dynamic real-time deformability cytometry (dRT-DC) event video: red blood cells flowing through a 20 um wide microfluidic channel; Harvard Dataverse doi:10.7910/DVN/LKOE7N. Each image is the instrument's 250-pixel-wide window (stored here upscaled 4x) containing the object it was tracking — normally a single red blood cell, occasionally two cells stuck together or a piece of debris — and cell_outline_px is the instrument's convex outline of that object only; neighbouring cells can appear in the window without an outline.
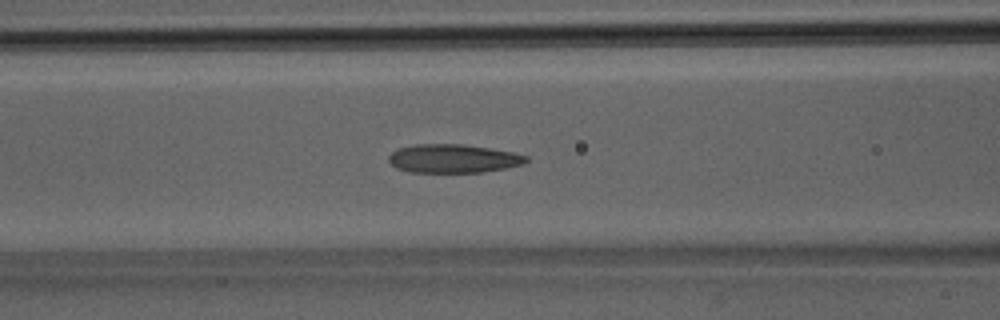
{"species": "Egyptian fruit bat (a non-hibernating species)", "species_latin": "Rousettus aegyptiacus", "temperature_condition": "room temperature", "stored_images_in_passage": 38, "camera_frame_rate_fps": 3000, "um_per_image_px": 0.085, "animal": {"sex": "male"}, "frame": {"image": 1, "passage_image": 15, "time_ms": 4.667, "image_size_px": [1000, 320], "cell_outline_px": [[528, 160], [524, 164], [504, 168], [480, 172], [408, 172], [396, 168], [388, 160], [388, 156], [396, 148], [416, 144], [464, 144], [492, 148], [512, 152], [528, 156]], "centroid_in_image_um": [38.5, 13.47], "position_along_channel_um": 128.1, "area_um2": 23.0}}
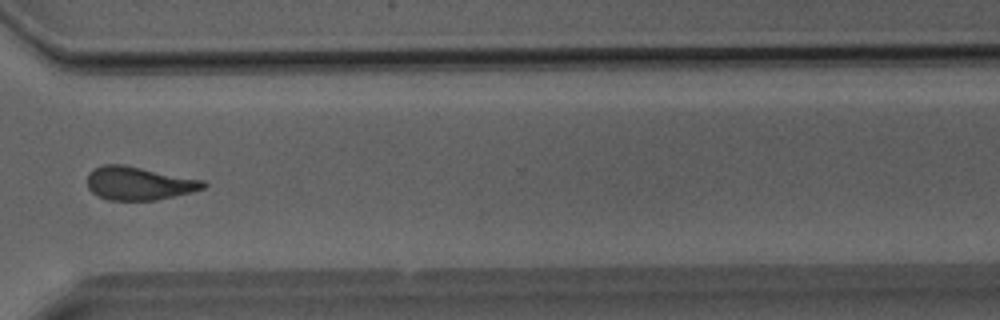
{"frame": {"image": 2, "passage_image": 28, "time_ms": 9.0, "image_size_px": [1000, 320], "cell_outline_px": [[208, 184], [204, 188], [192, 192], [156, 200], [108, 200], [92, 192], [88, 188], [88, 172], [92, 168], [104, 164], [124, 164], [204, 180]], "centroid_in_image_um": [11.8, 15.57], "position_along_channel_um": 358.8, "area_um2": 22.66}}
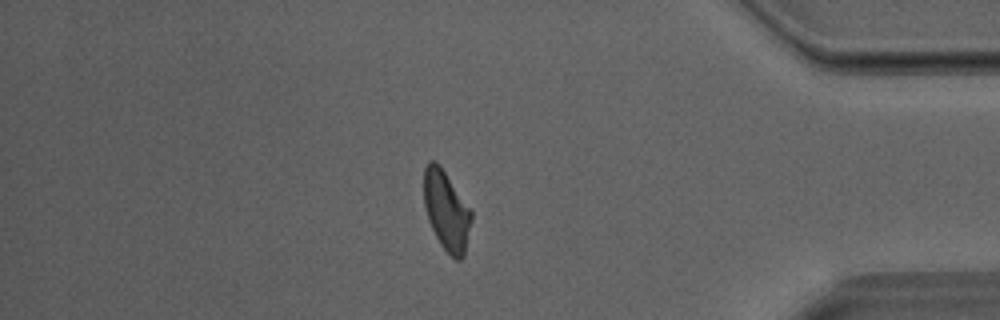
{"frame": {"image": 3, "passage_image": 32, "time_ms": 10.333, "image_size_px": [1000, 320], "cell_outline_px": [[472, 220], [464, 256], [460, 260], [456, 260], [440, 244], [428, 220], [424, 208], [424, 168], [428, 160], [436, 160], [440, 164], [472, 212]], "centroid_in_image_um": [37.93, 17.88], "position_along_channel_um": 397.3, "area_um2": 22.02}}